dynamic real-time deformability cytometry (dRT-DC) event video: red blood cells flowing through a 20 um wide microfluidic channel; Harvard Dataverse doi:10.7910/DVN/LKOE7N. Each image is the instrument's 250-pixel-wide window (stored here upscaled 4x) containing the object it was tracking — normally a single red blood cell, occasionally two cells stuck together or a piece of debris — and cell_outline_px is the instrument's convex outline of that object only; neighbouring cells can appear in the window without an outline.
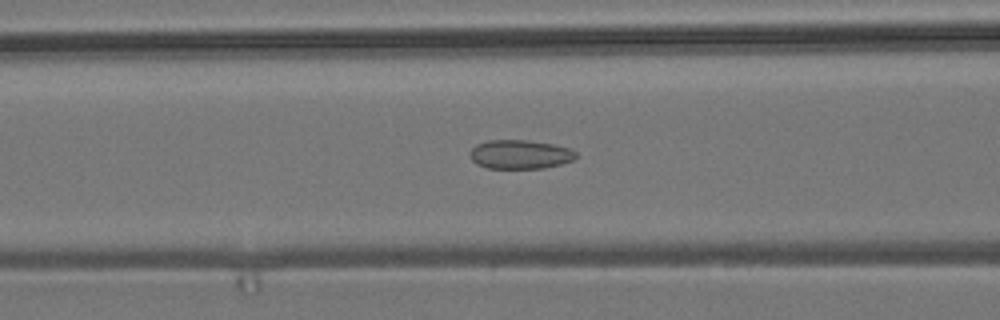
{"species": "common noctule bat (a hibernating species)", "species_latin": "Nyctalus noctula", "temperature_condition": "room temperature", "stored_images_in_passage": 55, "camera_frame_rate_fps": 3000, "um_per_image_px": 0.085, "animal": {"sex": "male", "body_mass_g": 19.2, "forearm_length_mm": 51.8}, "frame": {"image": 1, "passage_image": 22, "time_ms": 7.0, "image_size_px": [1000, 320], "cell_outline_px": [[576, 156], [572, 160], [560, 164], [544, 168], [488, 168], [476, 164], [472, 160], [472, 148], [476, 144], [488, 140], [528, 140], [552, 144], [568, 148], [576, 152]], "centroid_in_image_um": [44.2, 13.12], "position_along_channel_um": 122.4, "area_um2": 17.69}}
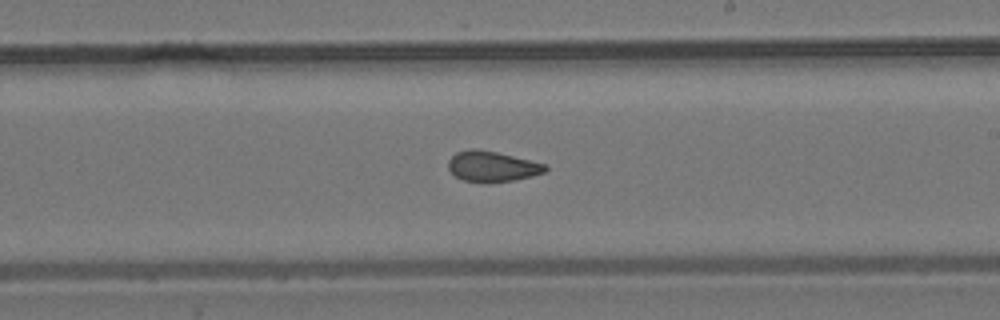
{"frame": {"image": 2, "passage_image": 32, "time_ms": 10.333, "image_size_px": [1000, 320], "cell_outline_px": [[548, 168], [544, 172], [532, 176], [516, 180], [488, 184], [464, 180], [456, 176], [448, 168], [448, 160], [456, 152], [468, 148], [476, 148], [496, 152], [544, 164]], "centroid_in_image_um": [41.79, 14.16], "position_along_channel_um": 247.2, "area_um2": 17.34}}
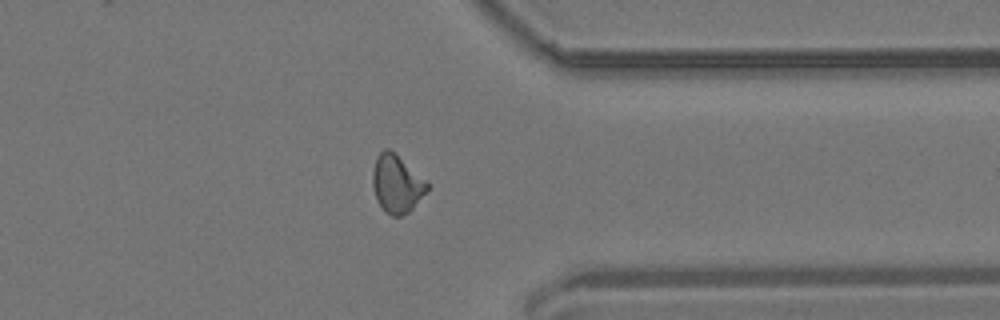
{"frame": {"image": 3, "passage_image": 43, "time_ms": 14.0, "image_size_px": [1000, 320], "cell_outline_px": [[428, 188], [412, 208], [408, 212], [400, 216], [392, 216], [376, 200], [372, 184], [372, 172], [376, 156], [384, 148], [388, 148], [428, 184]], "centroid_in_image_um": [33.66, 15.63], "position_along_channel_um": 377.7, "area_um2": 17.63}, "authors_computed_cell_mechanics": {"area_um2": 17.8024, "velocity_mm_per_s": 3.7444, "shape_relaxation_time_tau1_ms": null, "shape_relaxation_time_tau2_ms": 1.5358, "deformation_change_tau1": null, "deformation_change_tau2": 0.0722}}